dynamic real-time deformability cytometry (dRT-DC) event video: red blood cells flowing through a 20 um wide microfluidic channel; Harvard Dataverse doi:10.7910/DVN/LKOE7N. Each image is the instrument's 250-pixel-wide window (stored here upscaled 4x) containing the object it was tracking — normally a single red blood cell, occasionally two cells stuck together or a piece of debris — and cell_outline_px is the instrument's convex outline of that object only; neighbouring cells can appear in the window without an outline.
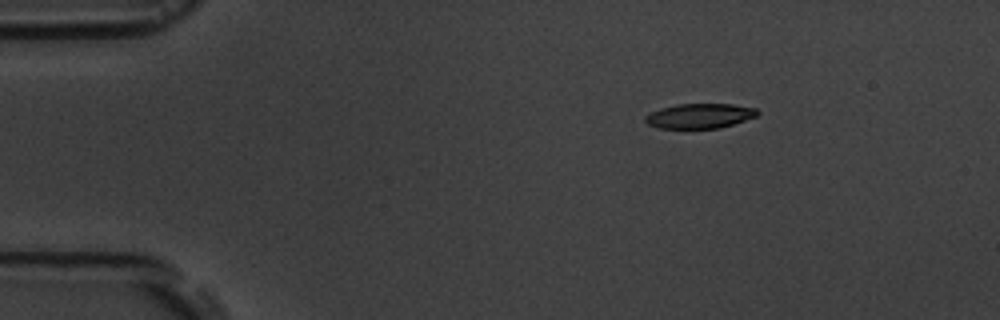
{"species": "common noctule bat (a hibernating species)", "species_latin": "Nyctalus noctula", "temperature_condition": "room temperature", "stored_images_in_passage": 3, "camera_frame_rate_fps": 3000, "um_per_image_px": 0.085, "animal": {"sex": "male", "body_mass_g": 19.5, "forearm_length_mm": 54.6}, "frame": {"image": 1, "passage_image": 1, "time_ms": 0.0, "image_size_px": [1000, 320], "cell_outline_px": [[760, 112], [756, 116], [720, 128], [660, 128], [648, 124], [644, 120], [644, 116], [660, 108], [676, 104], [732, 104], [756, 108]], "centroid_in_image_um": [59.46, 9.84], "position_along_channel_um": 25.5, "area_um2": 16.13}}